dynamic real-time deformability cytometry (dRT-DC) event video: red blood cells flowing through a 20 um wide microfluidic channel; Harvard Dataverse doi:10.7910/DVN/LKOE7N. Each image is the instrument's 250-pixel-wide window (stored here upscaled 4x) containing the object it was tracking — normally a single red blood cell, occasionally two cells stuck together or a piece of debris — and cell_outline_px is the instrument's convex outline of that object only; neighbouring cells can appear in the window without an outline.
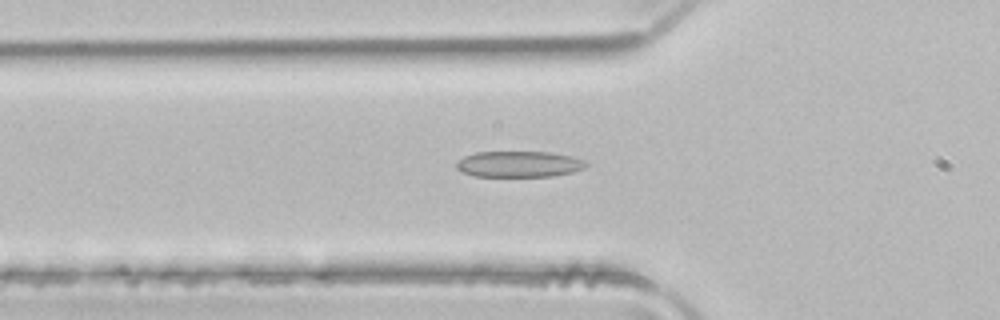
{"species": "common noctule bat (a hibernating species)", "species_latin": "Nyctalus noctula", "temperature_condition": "room temperature", "stored_images_in_passage": 48, "camera_frame_rate_fps": 3000, "um_per_image_px": 0.085, "animal": {"sex": "male", "body_mass_g": 21.5, "forearm_length_mm": 52.0}, "frame": {"image": 1, "passage_image": 17, "time_ms": 5.333, "image_size_px": [1000, 320], "cell_outline_px": [[588, 164], [584, 168], [572, 172], [552, 176], [472, 176], [456, 168], [456, 164], [464, 156], [476, 152], [548, 152], [572, 156], [584, 160]], "centroid_in_image_um": [44.12, 13.95], "position_along_channel_um": 81.7, "area_um2": 19.54}}
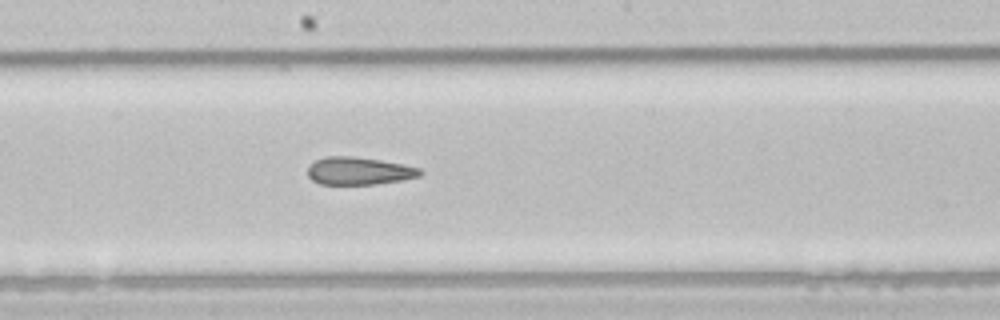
{"frame": {"image": 2, "passage_image": 27, "time_ms": 8.667, "image_size_px": [1000, 320], "cell_outline_px": [[424, 172], [420, 176], [400, 180], [376, 184], [320, 184], [312, 180], [308, 176], [308, 168], [316, 160], [324, 156], [352, 156], [380, 160], [404, 164], [420, 168]], "centroid_in_image_um": [30.52, 14.52], "position_along_channel_um": 217.7, "area_um2": 18.09}}
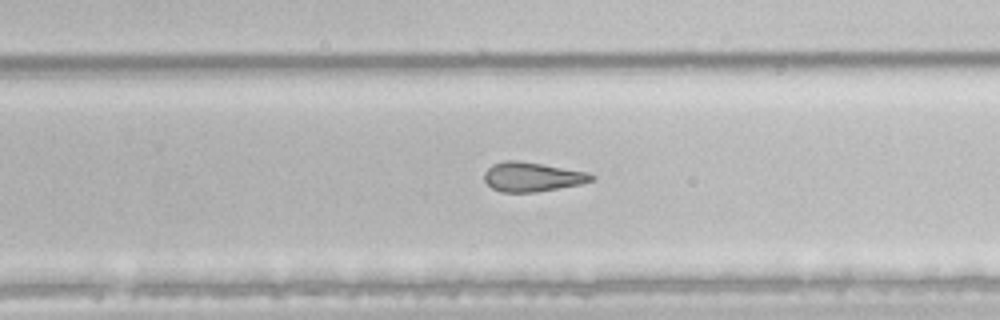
{"frame": {"image": 3, "passage_image": 32, "time_ms": 10.333, "image_size_px": [1000, 320], "cell_outline_px": [[596, 176], [592, 180], [580, 184], [536, 192], [500, 192], [492, 188], [484, 180], [484, 172], [492, 164], [504, 160], [516, 160], [588, 172]], "centroid_in_image_um": [45.2, 15.03], "position_along_channel_um": 284.6, "area_um2": 18.21}}